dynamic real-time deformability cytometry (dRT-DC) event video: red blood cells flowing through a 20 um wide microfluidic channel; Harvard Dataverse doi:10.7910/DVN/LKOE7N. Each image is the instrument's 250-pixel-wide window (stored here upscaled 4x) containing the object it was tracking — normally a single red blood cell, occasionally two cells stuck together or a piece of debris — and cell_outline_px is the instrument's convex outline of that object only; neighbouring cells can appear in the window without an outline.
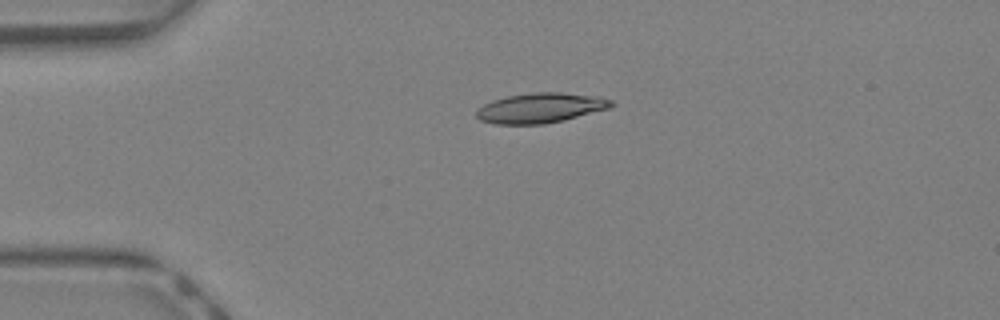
{"species": "Egyptian fruit bat (a non-hibernating species)", "species_latin": "Rousettus aegyptiacus", "temperature_condition": "warm", "stored_images_in_passage": 30, "camera_frame_rate_fps": 3000, "um_per_image_px": 0.085, "animal": {"sex": "female"}, "frame": {"image": 1, "passage_image": 1, "time_ms": 0.0, "image_size_px": [1000, 320], "cell_outline_px": [[616, 104], [608, 108], [564, 120], [544, 124], [496, 124], [480, 120], [476, 116], [476, 112], [484, 104], [492, 100], [504, 96], [532, 92], [560, 92], [600, 96], [612, 100]], "centroid_in_image_um": [45.95, 9.16], "position_along_channel_um": 39.1, "area_um2": 23.64}}
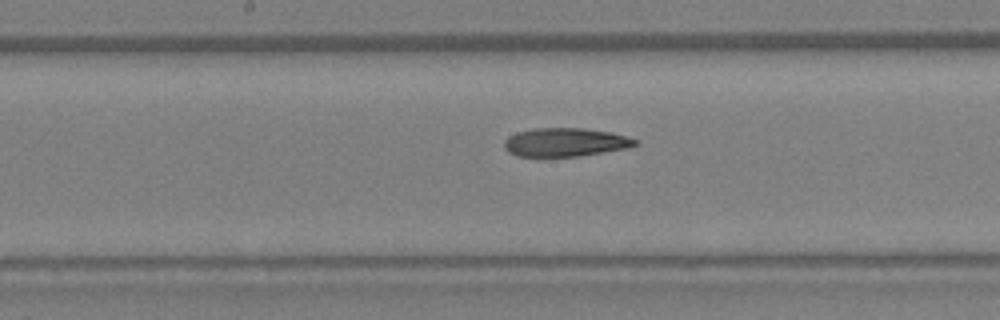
{"frame": {"image": 2, "passage_image": 13, "time_ms": 4.0, "image_size_px": [1000, 320], "cell_outline_px": [[640, 144], [628, 148], [576, 156], [516, 156], [508, 152], [504, 148], [504, 140], [508, 136], [516, 132], [532, 128], [584, 128], [612, 132], [628, 136], [636, 140]], "centroid_in_image_um": [48.04, 12.08], "position_along_channel_um": 200.2, "area_um2": 21.91}}
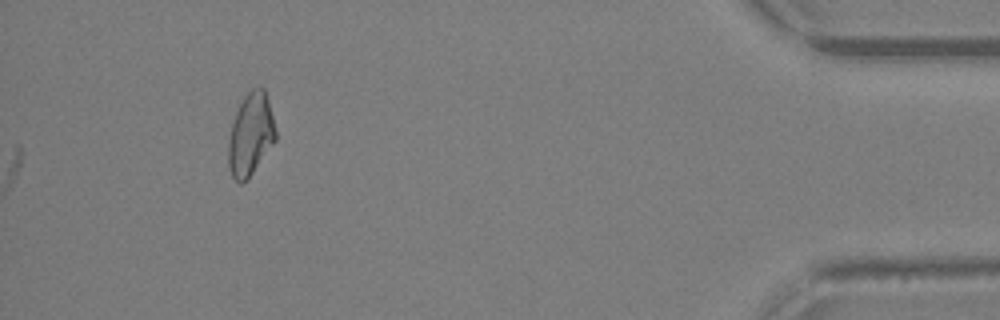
{"frame": {"image": 3, "passage_image": 30, "time_ms": 9.667, "image_size_px": [1000, 320], "cell_outline_px": [[276, 140], [248, 180], [240, 184], [232, 176], [228, 168], [228, 140], [232, 124], [236, 112], [244, 96], [252, 88], [264, 88], [268, 100], [276, 128]], "centroid_in_image_um": [21.3, 11.47], "position_along_channel_um": 413.9, "area_um2": 22.77}, "authors_computed_cell_mechanics": {"area_um2": 22.1663, "velocity_mm_per_s": 4.8991, "shape_relaxation_time_tau1_ms": null, "shape_relaxation_time_tau2_ms": 8.8646, "deformation_change_tau1": null, "deformation_change_tau2": 0.2152}}